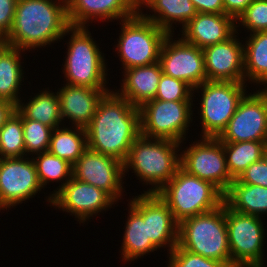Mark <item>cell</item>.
Returning <instances> with one entry per match:
<instances>
[{
	"label": "cell",
	"instance_id": "cell-11",
	"mask_svg": "<svg viewBox=\"0 0 267 267\" xmlns=\"http://www.w3.org/2000/svg\"><path fill=\"white\" fill-rule=\"evenodd\" d=\"M200 141L180 154V167L190 175L211 182L225 194L234 179L227 169L223 143L211 137H202Z\"/></svg>",
	"mask_w": 267,
	"mask_h": 267
},
{
	"label": "cell",
	"instance_id": "cell-1",
	"mask_svg": "<svg viewBox=\"0 0 267 267\" xmlns=\"http://www.w3.org/2000/svg\"><path fill=\"white\" fill-rule=\"evenodd\" d=\"M85 129L87 148L124 162L131 145L141 135L140 109L116 92H108Z\"/></svg>",
	"mask_w": 267,
	"mask_h": 267
},
{
	"label": "cell",
	"instance_id": "cell-38",
	"mask_svg": "<svg viewBox=\"0 0 267 267\" xmlns=\"http://www.w3.org/2000/svg\"><path fill=\"white\" fill-rule=\"evenodd\" d=\"M17 0H0V34L7 36L11 30Z\"/></svg>",
	"mask_w": 267,
	"mask_h": 267
},
{
	"label": "cell",
	"instance_id": "cell-31",
	"mask_svg": "<svg viewBox=\"0 0 267 267\" xmlns=\"http://www.w3.org/2000/svg\"><path fill=\"white\" fill-rule=\"evenodd\" d=\"M25 153L22 113L16 108L0 128V158H21Z\"/></svg>",
	"mask_w": 267,
	"mask_h": 267
},
{
	"label": "cell",
	"instance_id": "cell-27",
	"mask_svg": "<svg viewBox=\"0 0 267 267\" xmlns=\"http://www.w3.org/2000/svg\"><path fill=\"white\" fill-rule=\"evenodd\" d=\"M227 169L237 179L248 166L264 157L266 141L222 142Z\"/></svg>",
	"mask_w": 267,
	"mask_h": 267
},
{
	"label": "cell",
	"instance_id": "cell-19",
	"mask_svg": "<svg viewBox=\"0 0 267 267\" xmlns=\"http://www.w3.org/2000/svg\"><path fill=\"white\" fill-rule=\"evenodd\" d=\"M137 11L138 0H67V18L73 27H85L89 19L97 17L122 21Z\"/></svg>",
	"mask_w": 267,
	"mask_h": 267
},
{
	"label": "cell",
	"instance_id": "cell-37",
	"mask_svg": "<svg viewBox=\"0 0 267 267\" xmlns=\"http://www.w3.org/2000/svg\"><path fill=\"white\" fill-rule=\"evenodd\" d=\"M240 183L267 187V160L263 157L252 163L237 178Z\"/></svg>",
	"mask_w": 267,
	"mask_h": 267
},
{
	"label": "cell",
	"instance_id": "cell-25",
	"mask_svg": "<svg viewBox=\"0 0 267 267\" xmlns=\"http://www.w3.org/2000/svg\"><path fill=\"white\" fill-rule=\"evenodd\" d=\"M129 206L130 214L123 236L122 255L123 260L134 261L157 248L148 237L147 219H143V216L131 204Z\"/></svg>",
	"mask_w": 267,
	"mask_h": 267
},
{
	"label": "cell",
	"instance_id": "cell-9",
	"mask_svg": "<svg viewBox=\"0 0 267 267\" xmlns=\"http://www.w3.org/2000/svg\"><path fill=\"white\" fill-rule=\"evenodd\" d=\"M192 101L152 99L140 109L141 135L181 143L191 120Z\"/></svg>",
	"mask_w": 267,
	"mask_h": 267
},
{
	"label": "cell",
	"instance_id": "cell-14",
	"mask_svg": "<svg viewBox=\"0 0 267 267\" xmlns=\"http://www.w3.org/2000/svg\"><path fill=\"white\" fill-rule=\"evenodd\" d=\"M123 162L87 148L73 164L72 177L108 193L115 201L121 197Z\"/></svg>",
	"mask_w": 267,
	"mask_h": 267
},
{
	"label": "cell",
	"instance_id": "cell-32",
	"mask_svg": "<svg viewBox=\"0 0 267 267\" xmlns=\"http://www.w3.org/2000/svg\"><path fill=\"white\" fill-rule=\"evenodd\" d=\"M37 158H33L36 166L39 182L43 186L50 182L49 180H62L65 177L69 181L72 177V167L68 161L51 154L49 151L37 154ZM48 181V182H47Z\"/></svg>",
	"mask_w": 267,
	"mask_h": 267
},
{
	"label": "cell",
	"instance_id": "cell-7",
	"mask_svg": "<svg viewBox=\"0 0 267 267\" xmlns=\"http://www.w3.org/2000/svg\"><path fill=\"white\" fill-rule=\"evenodd\" d=\"M70 31L72 35L64 65L68 85L107 89L104 56L90 36L89 30L86 26H70Z\"/></svg>",
	"mask_w": 267,
	"mask_h": 267
},
{
	"label": "cell",
	"instance_id": "cell-15",
	"mask_svg": "<svg viewBox=\"0 0 267 267\" xmlns=\"http://www.w3.org/2000/svg\"><path fill=\"white\" fill-rule=\"evenodd\" d=\"M0 158V208L22 203L38 193L42 186L32 160Z\"/></svg>",
	"mask_w": 267,
	"mask_h": 267
},
{
	"label": "cell",
	"instance_id": "cell-40",
	"mask_svg": "<svg viewBox=\"0 0 267 267\" xmlns=\"http://www.w3.org/2000/svg\"><path fill=\"white\" fill-rule=\"evenodd\" d=\"M254 0H223L224 14L236 19L246 10Z\"/></svg>",
	"mask_w": 267,
	"mask_h": 267
},
{
	"label": "cell",
	"instance_id": "cell-16",
	"mask_svg": "<svg viewBox=\"0 0 267 267\" xmlns=\"http://www.w3.org/2000/svg\"><path fill=\"white\" fill-rule=\"evenodd\" d=\"M48 199L55 207L71 212L80 222L101 210L111 207L115 200L105 191L73 177L59 186Z\"/></svg>",
	"mask_w": 267,
	"mask_h": 267
},
{
	"label": "cell",
	"instance_id": "cell-30",
	"mask_svg": "<svg viewBox=\"0 0 267 267\" xmlns=\"http://www.w3.org/2000/svg\"><path fill=\"white\" fill-rule=\"evenodd\" d=\"M26 118L39 121L53 129L59 127L62 121L59 95L43 91L27 104L20 102L16 107Z\"/></svg>",
	"mask_w": 267,
	"mask_h": 267
},
{
	"label": "cell",
	"instance_id": "cell-12",
	"mask_svg": "<svg viewBox=\"0 0 267 267\" xmlns=\"http://www.w3.org/2000/svg\"><path fill=\"white\" fill-rule=\"evenodd\" d=\"M221 142L267 141V88L241 99Z\"/></svg>",
	"mask_w": 267,
	"mask_h": 267
},
{
	"label": "cell",
	"instance_id": "cell-29",
	"mask_svg": "<svg viewBox=\"0 0 267 267\" xmlns=\"http://www.w3.org/2000/svg\"><path fill=\"white\" fill-rule=\"evenodd\" d=\"M58 128L52 131L48 151L73 165L87 149L86 129L76 127V131H73L64 127L63 129Z\"/></svg>",
	"mask_w": 267,
	"mask_h": 267
},
{
	"label": "cell",
	"instance_id": "cell-10",
	"mask_svg": "<svg viewBox=\"0 0 267 267\" xmlns=\"http://www.w3.org/2000/svg\"><path fill=\"white\" fill-rule=\"evenodd\" d=\"M228 245L235 267H262L264 228L259 216L233 211L225 204Z\"/></svg>",
	"mask_w": 267,
	"mask_h": 267
},
{
	"label": "cell",
	"instance_id": "cell-35",
	"mask_svg": "<svg viewBox=\"0 0 267 267\" xmlns=\"http://www.w3.org/2000/svg\"><path fill=\"white\" fill-rule=\"evenodd\" d=\"M169 254L168 267H228L224 262L189 252L178 245Z\"/></svg>",
	"mask_w": 267,
	"mask_h": 267
},
{
	"label": "cell",
	"instance_id": "cell-39",
	"mask_svg": "<svg viewBox=\"0 0 267 267\" xmlns=\"http://www.w3.org/2000/svg\"><path fill=\"white\" fill-rule=\"evenodd\" d=\"M197 13H224L223 0H190Z\"/></svg>",
	"mask_w": 267,
	"mask_h": 267
},
{
	"label": "cell",
	"instance_id": "cell-23",
	"mask_svg": "<svg viewBox=\"0 0 267 267\" xmlns=\"http://www.w3.org/2000/svg\"><path fill=\"white\" fill-rule=\"evenodd\" d=\"M224 203L235 212L260 217L262 213H267V187L234 179L224 194Z\"/></svg>",
	"mask_w": 267,
	"mask_h": 267
},
{
	"label": "cell",
	"instance_id": "cell-43",
	"mask_svg": "<svg viewBox=\"0 0 267 267\" xmlns=\"http://www.w3.org/2000/svg\"><path fill=\"white\" fill-rule=\"evenodd\" d=\"M264 158L267 160V141L264 146Z\"/></svg>",
	"mask_w": 267,
	"mask_h": 267
},
{
	"label": "cell",
	"instance_id": "cell-26",
	"mask_svg": "<svg viewBox=\"0 0 267 267\" xmlns=\"http://www.w3.org/2000/svg\"><path fill=\"white\" fill-rule=\"evenodd\" d=\"M20 52L21 49L7 45L0 53V100L16 107L21 102L17 93L23 78Z\"/></svg>",
	"mask_w": 267,
	"mask_h": 267
},
{
	"label": "cell",
	"instance_id": "cell-22",
	"mask_svg": "<svg viewBox=\"0 0 267 267\" xmlns=\"http://www.w3.org/2000/svg\"><path fill=\"white\" fill-rule=\"evenodd\" d=\"M121 92H116L132 105L140 108L145 102L155 99L163 74L160 62L147 66L126 69Z\"/></svg>",
	"mask_w": 267,
	"mask_h": 267
},
{
	"label": "cell",
	"instance_id": "cell-21",
	"mask_svg": "<svg viewBox=\"0 0 267 267\" xmlns=\"http://www.w3.org/2000/svg\"><path fill=\"white\" fill-rule=\"evenodd\" d=\"M108 92L107 89L66 84L57 92L62 119L67 117L74 122V126L86 128L91 123L99 101Z\"/></svg>",
	"mask_w": 267,
	"mask_h": 267
},
{
	"label": "cell",
	"instance_id": "cell-24",
	"mask_svg": "<svg viewBox=\"0 0 267 267\" xmlns=\"http://www.w3.org/2000/svg\"><path fill=\"white\" fill-rule=\"evenodd\" d=\"M142 4L151 8L157 16L143 15L145 19L154 22L159 28L169 34L172 32V23L179 21L183 27L197 14L190 0H138V11ZM173 21V22H172ZM171 23V24H170Z\"/></svg>",
	"mask_w": 267,
	"mask_h": 267
},
{
	"label": "cell",
	"instance_id": "cell-34",
	"mask_svg": "<svg viewBox=\"0 0 267 267\" xmlns=\"http://www.w3.org/2000/svg\"><path fill=\"white\" fill-rule=\"evenodd\" d=\"M191 91H194L186 82L162 74L157 88L155 99L161 101H192Z\"/></svg>",
	"mask_w": 267,
	"mask_h": 267
},
{
	"label": "cell",
	"instance_id": "cell-28",
	"mask_svg": "<svg viewBox=\"0 0 267 267\" xmlns=\"http://www.w3.org/2000/svg\"><path fill=\"white\" fill-rule=\"evenodd\" d=\"M244 46V75L250 81L267 84V31L250 34Z\"/></svg>",
	"mask_w": 267,
	"mask_h": 267
},
{
	"label": "cell",
	"instance_id": "cell-13",
	"mask_svg": "<svg viewBox=\"0 0 267 267\" xmlns=\"http://www.w3.org/2000/svg\"><path fill=\"white\" fill-rule=\"evenodd\" d=\"M171 35L172 33L168 34L160 51L162 71L194 89L206 81L203 50L182 38L173 42Z\"/></svg>",
	"mask_w": 267,
	"mask_h": 267
},
{
	"label": "cell",
	"instance_id": "cell-17",
	"mask_svg": "<svg viewBox=\"0 0 267 267\" xmlns=\"http://www.w3.org/2000/svg\"><path fill=\"white\" fill-rule=\"evenodd\" d=\"M147 219L148 237L158 249L169 244L171 252L178 242V222L174 219L167 203L158 193H144L130 203ZM168 242V243H167Z\"/></svg>",
	"mask_w": 267,
	"mask_h": 267
},
{
	"label": "cell",
	"instance_id": "cell-20",
	"mask_svg": "<svg viewBox=\"0 0 267 267\" xmlns=\"http://www.w3.org/2000/svg\"><path fill=\"white\" fill-rule=\"evenodd\" d=\"M235 22L238 23L232 16L224 13H197L182 27V39L203 49L223 42L235 34Z\"/></svg>",
	"mask_w": 267,
	"mask_h": 267
},
{
	"label": "cell",
	"instance_id": "cell-2",
	"mask_svg": "<svg viewBox=\"0 0 267 267\" xmlns=\"http://www.w3.org/2000/svg\"><path fill=\"white\" fill-rule=\"evenodd\" d=\"M17 0L7 44L25 51L61 39L70 32L67 0ZM62 5H61V4Z\"/></svg>",
	"mask_w": 267,
	"mask_h": 267
},
{
	"label": "cell",
	"instance_id": "cell-18",
	"mask_svg": "<svg viewBox=\"0 0 267 267\" xmlns=\"http://www.w3.org/2000/svg\"><path fill=\"white\" fill-rule=\"evenodd\" d=\"M236 35L218 44L203 48L206 81L245 83L244 45Z\"/></svg>",
	"mask_w": 267,
	"mask_h": 267
},
{
	"label": "cell",
	"instance_id": "cell-8",
	"mask_svg": "<svg viewBox=\"0 0 267 267\" xmlns=\"http://www.w3.org/2000/svg\"><path fill=\"white\" fill-rule=\"evenodd\" d=\"M244 83L232 81H205L193 90H201L202 137L218 138L236 112L245 95Z\"/></svg>",
	"mask_w": 267,
	"mask_h": 267
},
{
	"label": "cell",
	"instance_id": "cell-36",
	"mask_svg": "<svg viewBox=\"0 0 267 267\" xmlns=\"http://www.w3.org/2000/svg\"><path fill=\"white\" fill-rule=\"evenodd\" d=\"M250 33L267 31V0H254L237 18Z\"/></svg>",
	"mask_w": 267,
	"mask_h": 267
},
{
	"label": "cell",
	"instance_id": "cell-42",
	"mask_svg": "<svg viewBox=\"0 0 267 267\" xmlns=\"http://www.w3.org/2000/svg\"><path fill=\"white\" fill-rule=\"evenodd\" d=\"M7 45L6 37L0 34V53Z\"/></svg>",
	"mask_w": 267,
	"mask_h": 267
},
{
	"label": "cell",
	"instance_id": "cell-41",
	"mask_svg": "<svg viewBox=\"0 0 267 267\" xmlns=\"http://www.w3.org/2000/svg\"><path fill=\"white\" fill-rule=\"evenodd\" d=\"M16 110V106L9 101L0 100V128Z\"/></svg>",
	"mask_w": 267,
	"mask_h": 267
},
{
	"label": "cell",
	"instance_id": "cell-5",
	"mask_svg": "<svg viewBox=\"0 0 267 267\" xmlns=\"http://www.w3.org/2000/svg\"><path fill=\"white\" fill-rule=\"evenodd\" d=\"M157 193L167 203L178 223L215 210L224 203V194L216 186L188 174L181 167Z\"/></svg>",
	"mask_w": 267,
	"mask_h": 267
},
{
	"label": "cell",
	"instance_id": "cell-4",
	"mask_svg": "<svg viewBox=\"0 0 267 267\" xmlns=\"http://www.w3.org/2000/svg\"><path fill=\"white\" fill-rule=\"evenodd\" d=\"M179 145V142L167 139L153 138L151 142L150 138L140 135L123 162L124 173L133 168L144 182L156 185L146 193L159 192L180 168V155L175 153Z\"/></svg>",
	"mask_w": 267,
	"mask_h": 267
},
{
	"label": "cell",
	"instance_id": "cell-3",
	"mask_svg": "<svg viewBox=\"0 0 267 267\" xmlns=\"http://www.w3.org/2000/svg\"><path fill=\"white\" fill-rule=\"evenodd\" d=\"M177 245L189 252L224 262L228 267H235L228 245L225 203L215 210L180 221Z\"/></svg>",
	"mask_w": 267,
	"mask_h": 267
},
{
	"label": "cell",
	"instance_id": "cell-6",
	"mask_svg": "<svg viewBox=\"0 0 267 267\" xmlns=\"http://www.w3.org/2000/svg\"><path fill=\"white\" fill-rule=\"evenodd\" d=\"M122 23L116 49L124 69L159 62L163 42L169 33L145 19L139 11L131 18L122 20Z\"/></svg>",
	"mask_w": 267,
	"mask_h": 267
},
{
	"label": "cell",
	"instance_id": "cell-33",
	"mask_svg": "<svg viewBox=\"0 0 267 267\" xmlns=\"http://www.w3.org/2000/svg\"><path fill=\"white\" fill-rule=\"evenodd\" d=\"M23 138L26 153L47 152L50 147V140L53 128L22 114Z\"/></svg>",
	"mask_w": 267,
	"mask_h": 267
}]
</instances>
